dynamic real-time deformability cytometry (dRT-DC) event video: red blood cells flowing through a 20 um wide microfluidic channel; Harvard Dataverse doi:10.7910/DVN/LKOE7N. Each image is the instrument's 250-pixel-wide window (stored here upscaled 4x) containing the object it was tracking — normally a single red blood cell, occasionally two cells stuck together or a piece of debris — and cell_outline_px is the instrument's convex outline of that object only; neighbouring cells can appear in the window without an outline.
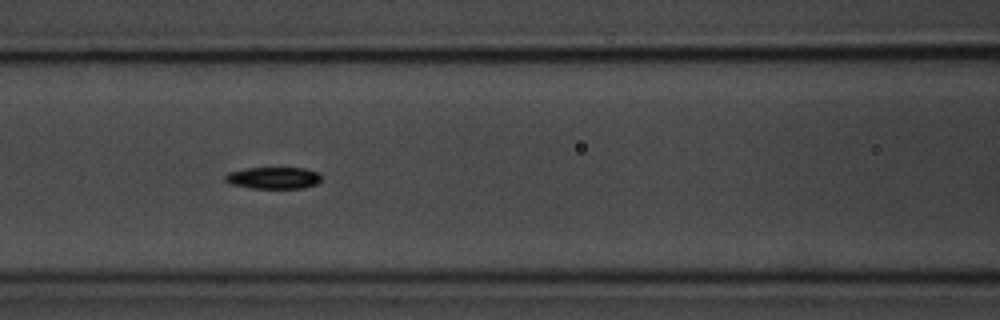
{"species": "common noctule bat (a hibernating species)", "species_latin": "Nyctalus noctula", "temperature_condition": "room temperature", "stored_images_in_passage": 9, "camera_frame_rate_fps": 3000, "um_per_image_px": 0.085, "animal": {"sex": "male", "body_mass_g": 20.1, "forearm_length_mm": 53.5}, "frame": {"image": 1, "passage_image": 7, "time_ms": 6.667, "image_size_px": [1000, 320], "cell_outline_px": [[320, 180], [316, 184], [304, 188], [252, 188], [232, 184], [224, 180], [224, 176], [228, 172], [248, 168], [304, 168], [316, 172], [320, 176]], "centroid_in_image_um": [23.22, 15.12], "position_along_channel_um": 143.4, "area_um2": 12.08}}
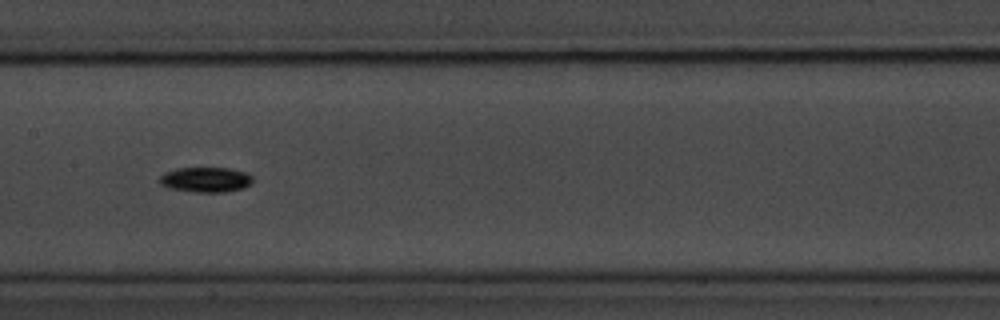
{"frame": {"image": 2, "passage_image": 8, "time_ms": 8.0, "image_size_px": [1000, 320], "cell_outline_px": [[252, 180], [244, 188], [224, 192], [196, 192], [168, 188], [160, 184], [160, 176], [176, 168], [228, 168], [248, 172], [252, 176]], "centroid_in_image_um": [17.5, 15.27], "position_along_channel_um": 189.9, "area_um2": 13.53}}
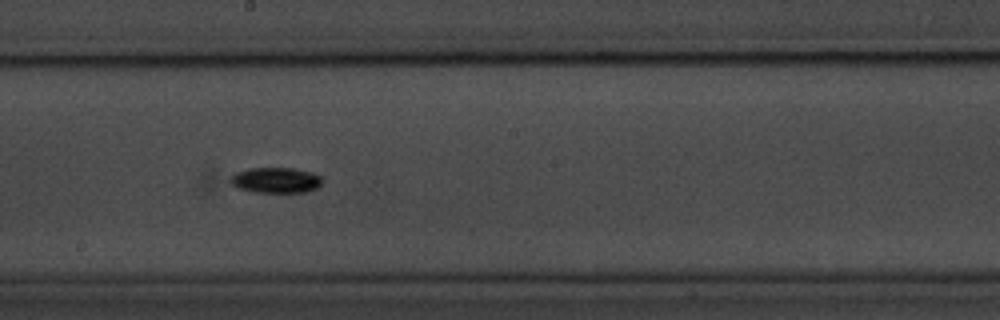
{"frame": {"image": 3, "passage_image": 9, "time_ms": 9.0, "image_size_px": [1000, 320], "cell_outline_px": [[324, 180], [316, 188], [308, 192], [256, 192], [236, 188], [228, 180], [236, 172], [248, 168], [292, 168], [312, 172], [320, 176]], "centroid_in_image_um": [23.44, 15.31], "position_along_channel_um": 224.8, "area_um2": 13.76}}